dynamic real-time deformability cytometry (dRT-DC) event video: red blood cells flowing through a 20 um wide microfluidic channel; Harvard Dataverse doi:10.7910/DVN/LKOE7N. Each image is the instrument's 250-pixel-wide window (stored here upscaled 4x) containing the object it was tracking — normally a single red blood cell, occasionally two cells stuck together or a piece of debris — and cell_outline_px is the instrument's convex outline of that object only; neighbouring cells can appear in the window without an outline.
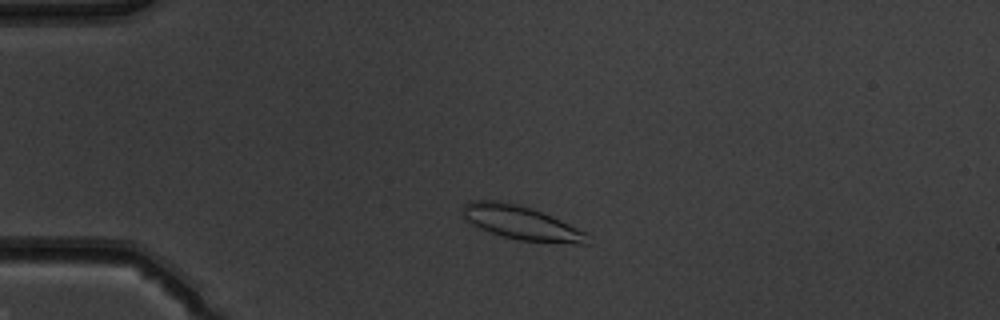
{"species": "common noctule bat (a hibernating species)", "species_latin": "Nyctalus noctula", "temperature_condition": "warm", "stored_images_in_passage": 47, "camera_frame_rate_fps": 3000, "um_per_image_px": 0.085, "animal": {"sex": "male", "body_mass_g": 19.5, "forearm_length_mm": 54.6}, "frame": {"image": 1, "passage_image": 8, "time_ms": 2.333, "image_size_px": [1000, 320], "cell_outline_px": [[588, 244], [580, 244], [520, 240], [504, 236], [480, 228], [464, 220], [464, 204], [472, 200], [500, 200], [532, 208], [552, 216], [588, 232]], "centroid_in_image_um": [44.34, 18.93], "position_along_channel_um": 40.7, "area_um2": 24.45}}
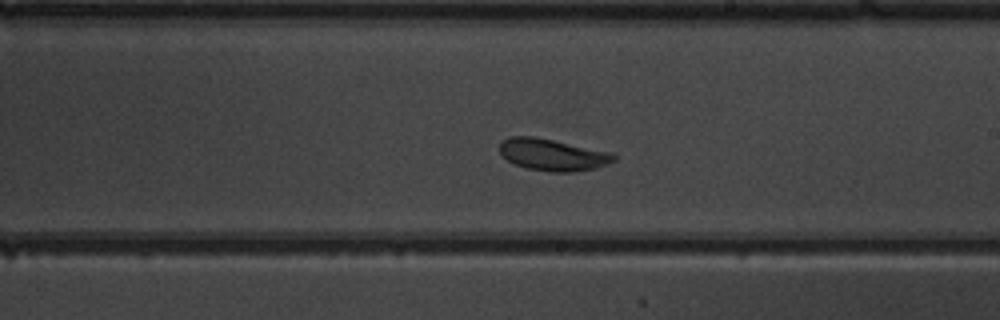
{"frame": {"image": 2, "passage_image": 26, "time_ms": 8.333, "image_size_px": [1000, 320], "cell_outline_px": [[616, 160], [608, 164], [596, 168], [572, 172], [552, 172], [528, 168], [516, 164], [508, 160], [500, 152], [500, 140], [508, 136], [532, 136], [612, 152], [616, 156]], "centroid_in_image_um": [46.98, 13.15], "position_along_channel_um": 242.0, "area_um2": 21.1}}
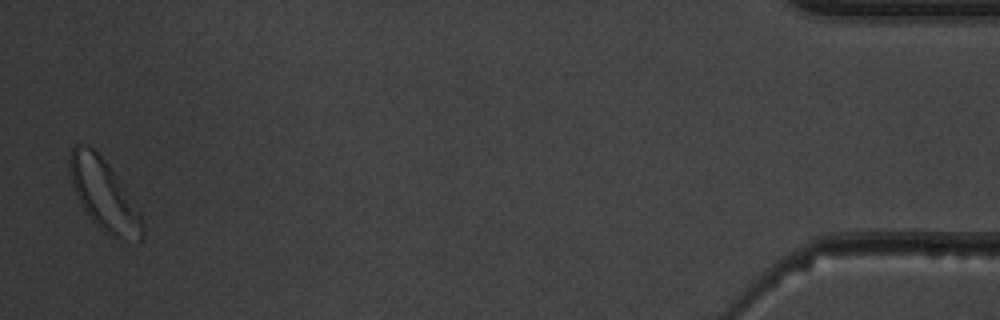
{"frame": {"image": 3, "passage_image": 46, "time_ms": 15.0, "image_size_px": [1000, 320], "cell_outline_px": [[144, 232], [140, 240], [120, 240], [108, 236], [92, 220], [80, 204], [72, 184], [68, 164], [68, 156], [72, 148], [76, 144], [80, 144], [92, 148], [108, 164], [120, 180], [140, 212], [144, 224]], "centroid_in_image_um": [8.84, 16.59], "position_along_channel_um": 426.4, "area_um2": 30.11}, "authors_computed_cell_mechanics": {"area_um2": 21.5594, "velocity_mm_per_s": 3.9816, "shape_relaxation_time_tau1_ms": 6.3528, "shape_relaxation_time_tau2_ms": null, "deformation_change_tau1": 0.1564, "deformation_change_tau2": null}}